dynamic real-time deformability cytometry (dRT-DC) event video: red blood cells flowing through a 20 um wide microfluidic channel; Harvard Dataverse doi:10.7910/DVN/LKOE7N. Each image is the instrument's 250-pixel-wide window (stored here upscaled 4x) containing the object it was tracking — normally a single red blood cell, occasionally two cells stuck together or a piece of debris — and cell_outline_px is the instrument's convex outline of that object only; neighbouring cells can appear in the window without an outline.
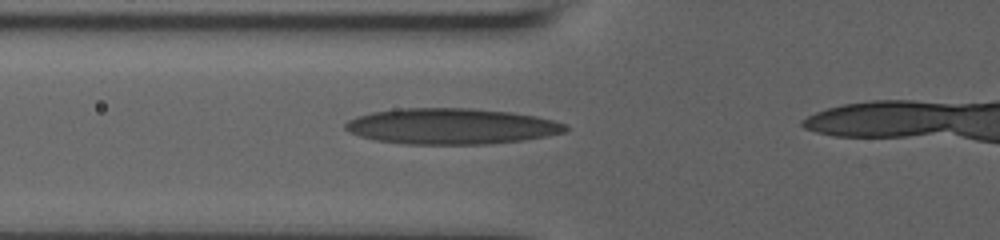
{"species": "human", "species_latin": "Homo sapiens", "temperature_condition": "room temperature", "stored_images_in_passage": 36, "camera_frame_rate_fps": 3000, "um_per_image_px": 0.085, "donor": {"sex": "male"}, "frame": {"image": 1, "passage_image": 8, "time_ms": 2.333, "image_size_px": [1000, 240], "cell_outline_px": [[564, 128], [556, 132], [536, 136], [512, 140], [452, 144], [388, 140], [368, 136], [356, 132], [348, 128], [348, 124], [364, 116], [384, 112], [432, 108], [444, 108], [500, 112], [528, 116], [560, 124]], "centroid_in_image_um": [38.37, 10.72], "position_along_channel_um": 87.4, "area_um2": 40.29}}
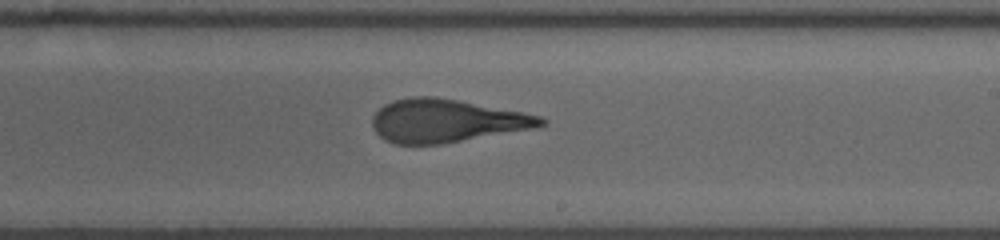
{"frame": {"image": 2, "passage_image": 21, "time_ms": 6.667, "image_size_px": [1000, 240], "cell_outline_px": [[544, 120], [540, 124], [452, 140], [424, 144], [404, 144], [392, 140], [384, 136], [376, 128], [376, 116], [388, 104], [400, 100], [448, 100], [516, 112], [532, 116]], "centroid_in_image_um": [37.82, 10.28], "position_along_channel_um": 251.2, "area_um2": 36.36}}
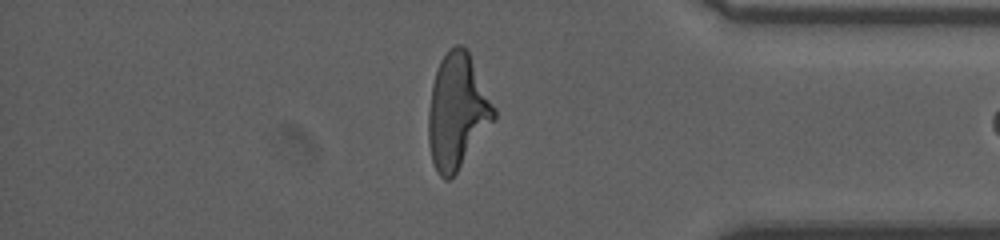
{"frame": {"image": 3, "passage_image": 34, "time_ms": 11.0, "image_size_px": [1000, 240], "cell_outline_px": [[496, 116], [456, 172], [452, 176], [444, 176], [436, 168], [432, 156], [432, 92], [436, 76], [440, 64], [444, 56], [452, 48], [464, 48], [468, 52], [496, 112]], "centroid_in_image_um": [38.93, 9.45], "position_along_channel_um": 396.3, "area_um2": 40.06}}